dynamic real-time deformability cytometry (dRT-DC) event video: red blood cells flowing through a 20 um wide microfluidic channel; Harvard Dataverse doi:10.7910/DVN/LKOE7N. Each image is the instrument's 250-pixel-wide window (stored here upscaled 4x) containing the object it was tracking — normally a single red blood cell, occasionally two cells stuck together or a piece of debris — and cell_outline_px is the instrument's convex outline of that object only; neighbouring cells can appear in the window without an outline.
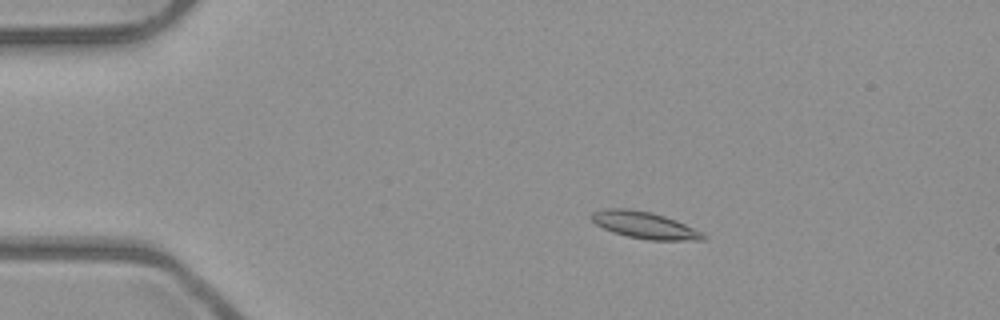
{"species": "common noctule bat (a hibernating species)", "species_latin": "Nyctalus noctula", "temperature_condition": "room temperature", "stored_images_in_passage": 53, "camera_frame_rate_fps": 3000, "um_per_image_px": 0.085, "animal": {"sex": "male", "body_mass_g": 23.1, "forearm_length_mm": 52.7}, "frame": {"image": 1, "passage_image": 10, "time_ms": 3.0, "image_size_px": [1000, 320], "cell_outline_px": [[708, 236], [704, 240], [648, 240], [628, 236], [612, 232], [596, 224], [588, 216], [592, 212], [604, 208], [628, 208], [652, 212], [676, 220], [704, 232]], "centroid_in_image_um": [54.8, 19.13], "position_along_channel_um": 30.2, "area_um2": 17.69}}
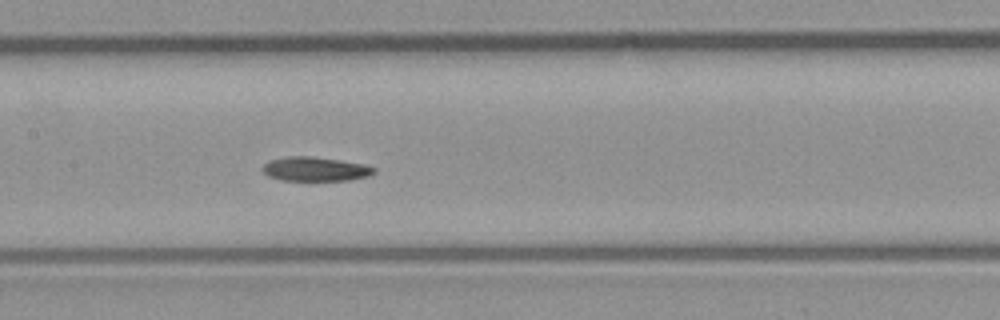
{"frame": {"image": 2, "passage_image": 26, "time_ms": 8.333, "image_size_px": [1000, 320], "cell_outline_px": [[376, 172], [368, 176], [348, 180], [280, 180], [268, 176], [264, 172], [264, 164], [268, 160], [288, 156], [308, 156], [364, 164], [376, 168]], "centroid_in_image_um": [26.79, 14.37], "position_along_channel_um": 180.6, "area_um2": 15.49}}
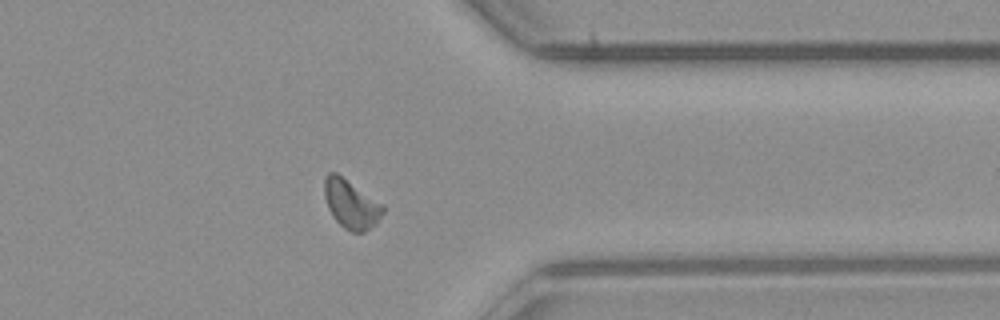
{"frame": {"image": 3, "passage_image": 42, "time_ms": 13.667, "image_size_px": [1000, 320], "cell_outline_px": [[384, 212], [376, 224], [364, 232], [352, 232], [344, 228], [332, 216], [328, 208], [324, 196], [324, 176], [328, 172], [336, 172], [384, 204]], "centroid_in_image_um": [29.84, 17.33], "position_along_channel_um": 381.6, "area_um2": 16.82}}